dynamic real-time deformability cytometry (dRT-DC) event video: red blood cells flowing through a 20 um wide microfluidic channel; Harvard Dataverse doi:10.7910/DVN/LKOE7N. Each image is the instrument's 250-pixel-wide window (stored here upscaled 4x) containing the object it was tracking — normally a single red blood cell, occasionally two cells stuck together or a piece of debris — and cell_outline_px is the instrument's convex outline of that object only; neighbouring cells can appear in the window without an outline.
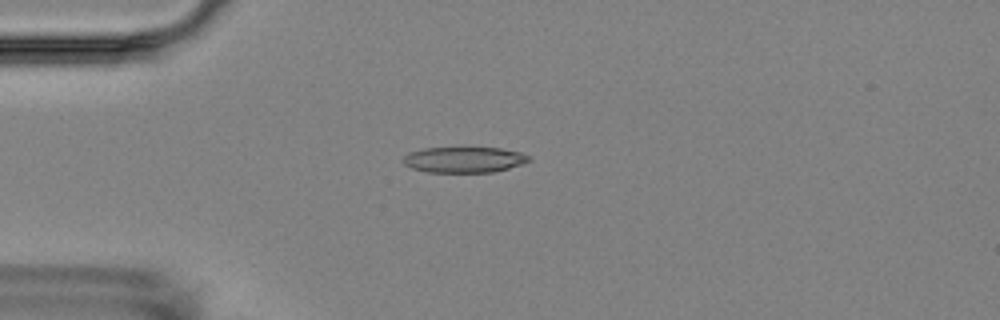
{"species": "Egyptian fruit bat (a non-hibernating species)", "species_latin": "Rousettus aegyptiacus", "temperature_condition": "room temperature", "stored_images_in_passage": 10, "camera_frame_rate_fps": 3000, "um_per_image_px": 0.085, "animal": {"sex": "female"}, "frame": {"image": 1, "passage_image": 1, "time_ms": 0.0, "image_size_px": [1000, 320], "cell_outline_px": [[532, 160], [508, 168], [492, 172], [428, 172], [412, 168], [404, 164], [400, 160], [408, 152], [424, 148], [500, 148], [520, 152], [532, 156]], "centroid_in_image_um": [39.43, 13.57], "position_along_channel_um": 45.6, "area_um2": 18.9}}
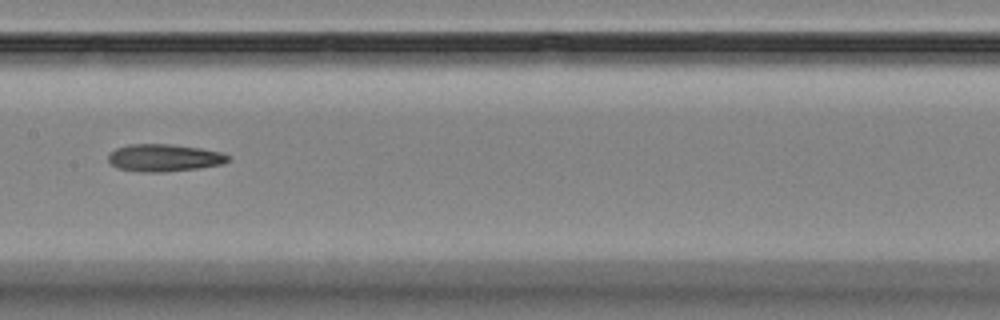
{"frame": {"image": 2, "passage_image": 5, "time_ms": 4.667, "image_size_px": [1000, 320], "cell_outline_px": [[232, 160], [224, 164], [196, 168], [164, 172], [140, 172], [116, 168], [108, 160], [108, 156], [116, 148], [132, 144], [172, 144], [200, 148], [220, 152], [228, 156]], "centroid_in_image_um": [13.96, 13.42], "position_along_channel_um": 193.4, "area_um2": 19.07}}
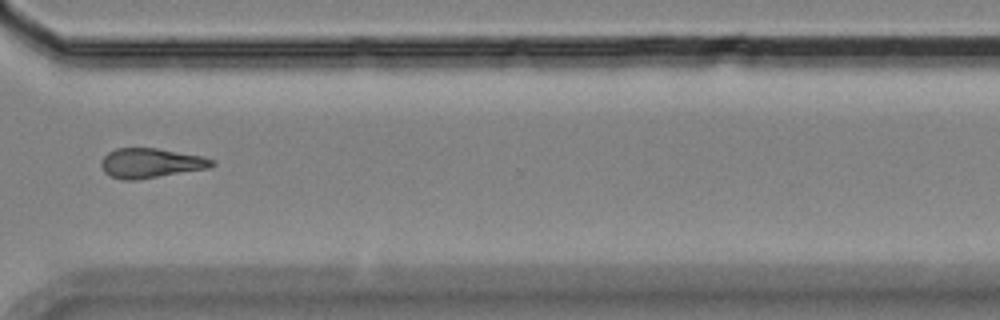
{"frame": {"image": 3, "passage_image": 9, "time_ms": 9.333, "image_size_px": [1000, 320], "cell_outline_px": [[216, 164], [208, 168], [136, 180], [120, 180], [104, 172], [100, 164], [100, 160], [108, 152], [116, 148], [156, 148], [200, 156], [212, 160]], "centroid_in_image_um": [12.75, 13.86], "position_along_channel_um": 357.9, "area_um2": 18.96}, "authors_computed_cell_mechanics": {"area_um2": 19.1318, "velocity_mm_per_s": 3.532, "shape_relaxation_time_tau1_ms": null, "shape_relaxation_time_tau2_ms": 4.0687, "deformation_change_tau1": null, "deformation_change_tau2": 0.135}}